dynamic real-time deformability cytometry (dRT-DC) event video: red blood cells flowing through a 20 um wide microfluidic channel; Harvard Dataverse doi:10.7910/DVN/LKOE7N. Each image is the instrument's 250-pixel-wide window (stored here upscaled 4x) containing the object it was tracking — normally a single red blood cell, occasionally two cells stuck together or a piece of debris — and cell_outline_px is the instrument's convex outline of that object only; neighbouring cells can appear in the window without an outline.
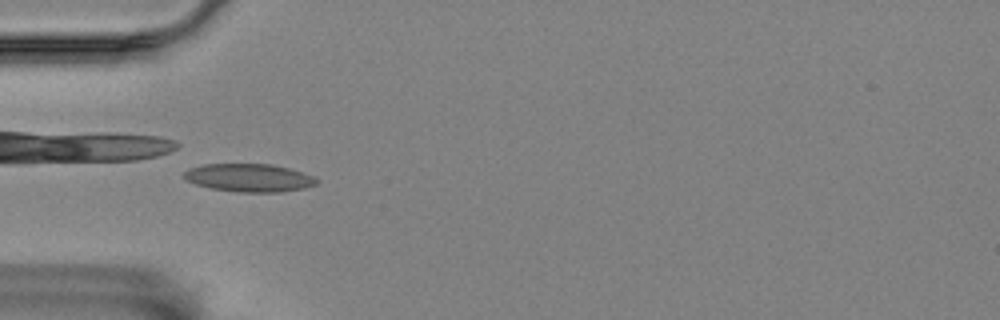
{"species": "Egyptian fruit bat (a non-hibernating species)", "species_latin": "Rousettus aegyptiacus", "temperature_condition": "room temperature", "stored_images_in_passage": 6, "camera_frame_rate_fps": 3000, "um_per_image_px": 0.085, "animal": {"sex": "female"}, "frame": {"image": 1, "passage_image": 5, "time_ms": 1.333, "image_size_px": [1000, 320], "cell_outline_px": [[320, 180], [316, 184], [304, 188], [280, 192], [240, 192], [212, 188], [196, 184], [184, 180], [184, 172], [192, 168], [204, 164], [272, 164], [288, 168], [312, 176]], "centroid_in_image_um": [21.18, 15.11], "position_along_channel_um": 63.8, "area_um2": 21.44}}
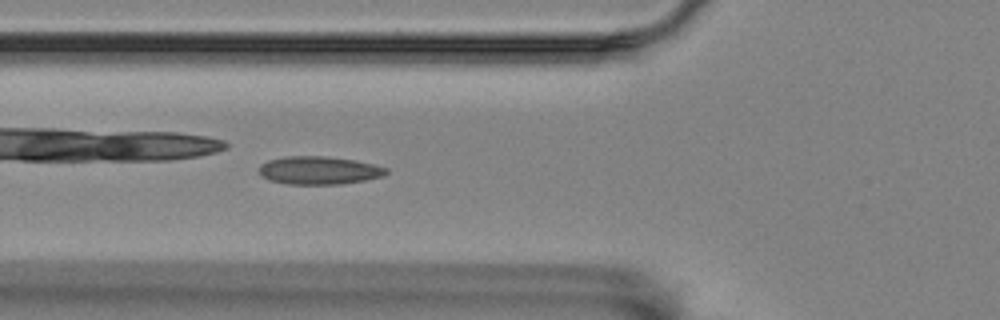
{"frame": {"image": 2, "passage_image": 6, "time_ms": 1.667, "image_size_px": [1000, 320], "cell_outline_px": [[388, 172], [384, 176], [364, 180], [340, 184], [288, 184], [268, 180], [260, 176], [260, 164], [268, 160], [284, 156], [324, 156], [356, 160], [388, 168]], "centroid_in_image_um": [27.1, 14.48], "position_along_channel_um": 98.7, "area_um2": 20.87}}